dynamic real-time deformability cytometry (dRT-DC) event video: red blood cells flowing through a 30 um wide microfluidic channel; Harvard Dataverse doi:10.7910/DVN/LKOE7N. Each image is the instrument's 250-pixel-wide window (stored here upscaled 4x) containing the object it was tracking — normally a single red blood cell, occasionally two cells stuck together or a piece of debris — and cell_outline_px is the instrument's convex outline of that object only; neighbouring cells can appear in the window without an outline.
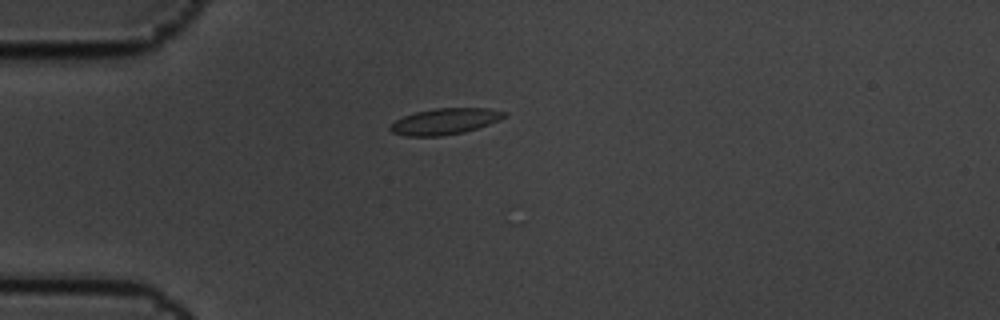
{"species": "common noctule bat (a hibernating species)", "species_latin": "Nyctalus noctula", "temperature_condition": "cold", "stored_images_in_passage": 6, "camera_frame_rate_fps": 3000, "um_per_image_px": 0.085, "animal": {"sex": "male", "body_mass_g": 19.5, "forearm_length_mm": 54.6}, "frame": {"image": 1, "passage_image": 4, "time_ms": 1.0, "image_size_px": [1000, 320], "cell_outline_px": [[508, 116], [488, 124], [464, 132], [440, 136], [404, 136], [392, 132], [388, 128], [396, 120], [404, 116], [416, 112], [436, 108], [488, 108], [508, 112]], "centroid_in_image_um": [37.83, 10.31], "position_along_channel_um": 47.2, "area_um2": 17.28}}
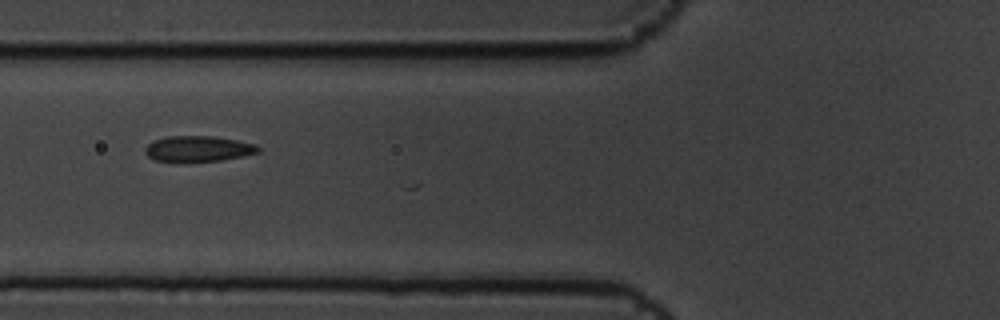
{"frame": {"image": 2, "passage_image": 6, "time_ms": 1.667, "image_size_px": [1000, 320], "cell_outline_px": [[260, 152], [244, 156], [220, 160], [156, 160], [148, 156], [144, 152], [144, 148], [152, 140], [168, 136], [212, 136], [236, 140], [256, 144], [260, 148]], "centroid_in_image_um": [16.86, 12.61], "position_along_channel_um": 108.9, "area_um2": 16.59}}